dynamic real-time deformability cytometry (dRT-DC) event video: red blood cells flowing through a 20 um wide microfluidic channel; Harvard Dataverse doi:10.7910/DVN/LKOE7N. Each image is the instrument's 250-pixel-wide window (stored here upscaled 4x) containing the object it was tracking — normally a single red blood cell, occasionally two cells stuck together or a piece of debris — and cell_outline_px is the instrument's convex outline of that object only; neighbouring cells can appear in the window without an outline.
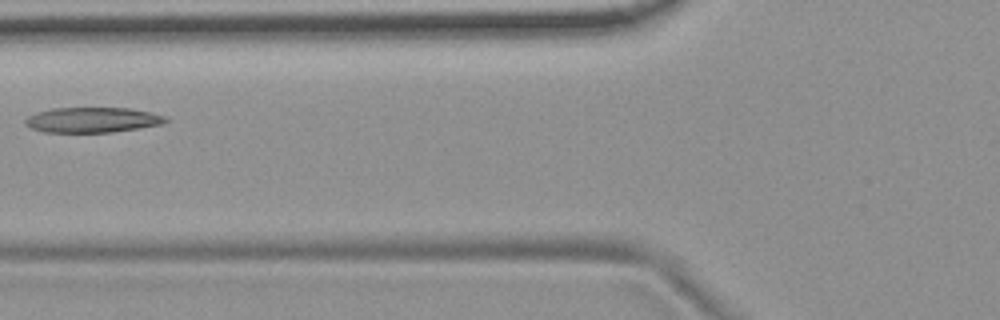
{"species": "common noctule bat (a hibernating species)", "species_latin": "Nyctalus noctula", "temperature_condition": "room temperature", "stored_images_in_passage": 5, "camera_frame_rate_fps": 3000, "um_per_image_px": 0.085, "animal": {"sex": "female", "body_mass_g": 19.9}, "frame": {"image": 1, "passage_image": 4, "time_ms": 1.0, "image_size_px": [1000, 320], "cell_outline_px": [[168, 120], [160, 124], [140, 128], [112, 132], [44, 132], [28, 128], [24, 124], [24, 120], [28, 116], [36, 112], [52, 108], [128, 108], [152, 112], [168, 116]], "centroid_in_image_um": [7.83, 10.19], "position_along_channel_um": 118.0, "area_um2": 20.81}}
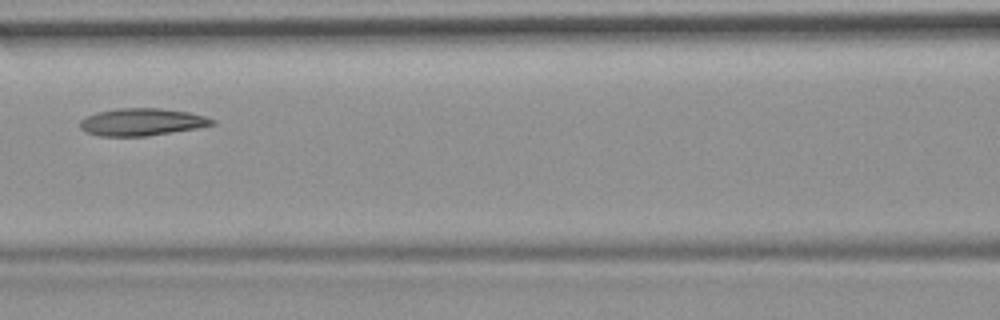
{"frame": {"image": 2, "passage_image": 5, "time_ms": 1.333, "image_size_px": [1000, 320], "cell_outline_px": [[216, 124], [196, 128], [148, 136], [100, 136], [84, 132], [80, 128], [80, 120], [96, 112], [116, 108], [160, 108], [188, 112], [204, 116], [216, 120]], "centroid_in_image_um": [12.04, 10.37], "position_along_channel_um": 154.6, "area_um2": 21.1}}